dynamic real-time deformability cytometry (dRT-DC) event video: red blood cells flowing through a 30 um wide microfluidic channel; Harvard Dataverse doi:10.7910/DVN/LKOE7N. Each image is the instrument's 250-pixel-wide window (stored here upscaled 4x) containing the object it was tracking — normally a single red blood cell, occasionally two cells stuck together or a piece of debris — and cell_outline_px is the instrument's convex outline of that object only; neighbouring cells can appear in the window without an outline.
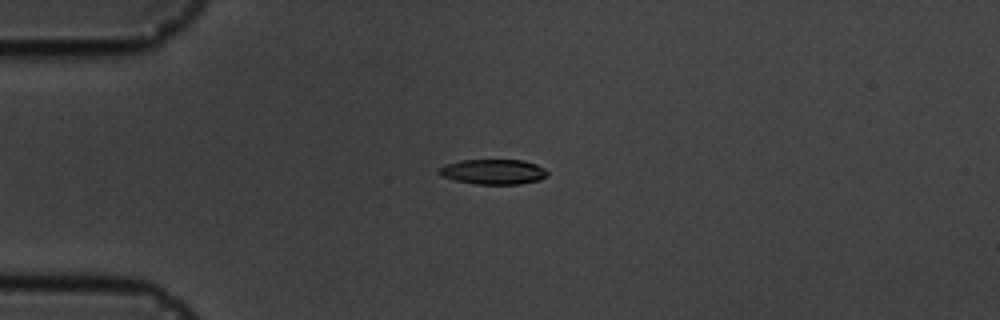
{"species": "common noctule bat (a hibernating species)", "species_latin": "Nyctalus noctula", "temperature_condition": "cold", "stored_images_in_passage": 5, "camera_frame_rate_fps": 3000, "um_per_image_px": 0.085, "animal": {"sex": "male", "body_mass_g": 19.5, "forearm_length_mm": 54.6}, "frame": {"image": 1, "passage_image": 2, "time_ms": 1.333, "image_size_px": [1000, 320], "cell_outline_px": [[548, 176], [540, 180], [520, 184], [476, 184], [456, 180], [444, 176], [436, 172], [444, 164], [460, 160], [524, 160], [536, 164], [544, 168], [548, 172]], "centroid_in_image_um": [41.96, 14.59], "position_along_channel_um": 43.0, "area_um2": 15.9}}
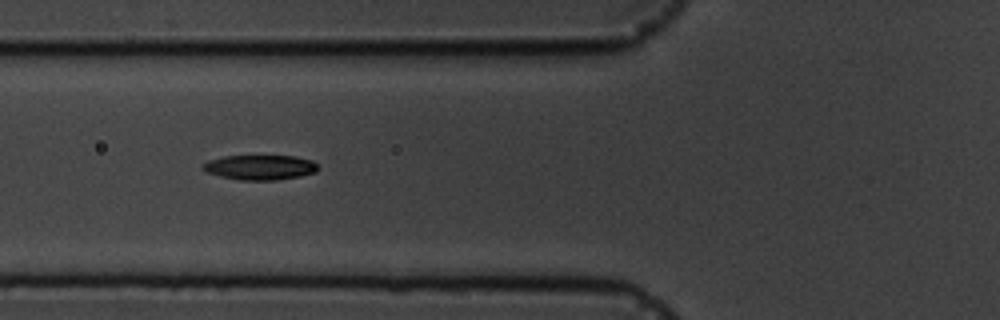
{"frame": {"image": 2, "passage_image": 4, "time_ms": 3.667, "image_size_px": [1000, 320], "cell_outline_px": [[320, 168], [316, 172], [300, 176], [276, 180], [240, 180], [220, 176], [208, 172], [200, 168], [200, 164], [208, 160], [224, 156], [292, 156], [312, 160]], "centroid_in_image_um": [22.08, 14.22], "position_along_channel_um": 103.7, "area_um2": 16.76}}
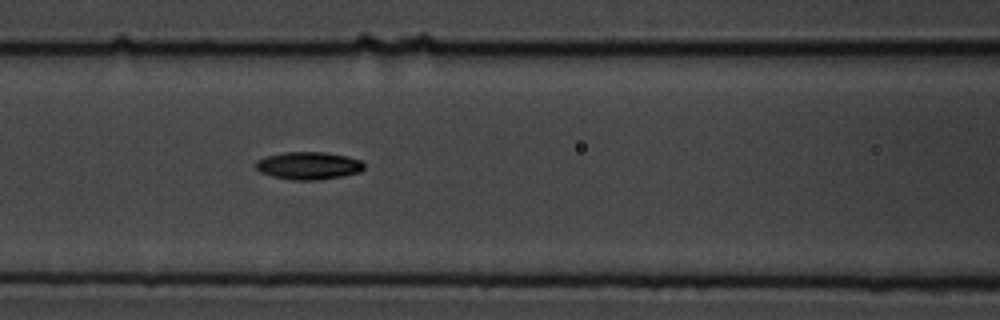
{"frame": {"image": 3, "passage_image": 5, "time_ms": 4.667, "image_size_px": [1000, 320], "cell_outline_px": [[364, 168], [360, 172], [344, 176], [320, 180], [292, 180], [272, 176], [260, 172], [256, 168], [256, 160], [268, 156], [284, 152], [324, 152], [344, 156], [360, 160], [364, 164]], "centroid_in_image_um": [26.23, 14.09], "position_along_channel_um": 140.4, "area_um2": 17.4}}